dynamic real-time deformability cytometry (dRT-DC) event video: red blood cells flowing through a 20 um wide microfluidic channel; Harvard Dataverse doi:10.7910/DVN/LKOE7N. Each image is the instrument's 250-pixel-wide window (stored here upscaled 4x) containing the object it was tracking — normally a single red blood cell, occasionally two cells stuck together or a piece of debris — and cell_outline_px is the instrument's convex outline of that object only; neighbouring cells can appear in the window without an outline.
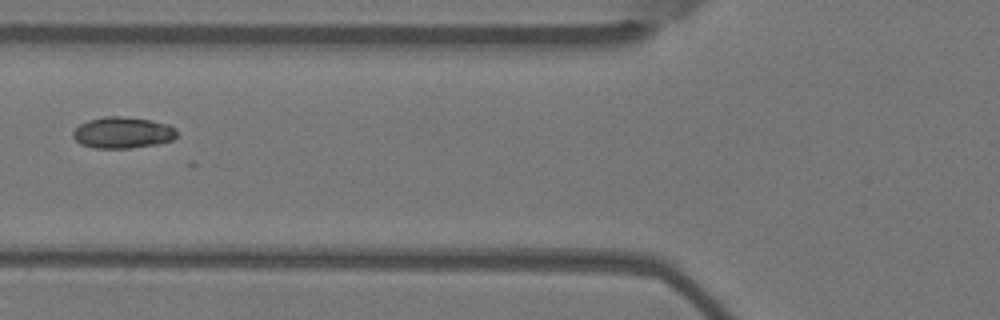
{"species": "Egyptian fruit bat (a non-hibernating species)", "species_latin": "Rousettus aegyptiacus", "temperature_condition": "warm", "stored_images_in_passage": 5, "camera_frame_rate_fps": 3000, "um_per_image_px": 0.085, "animal": {"sex": "female"}, "frame": {"image": 1, "passage_image": 2, "time_ms": 0.333, "image_size_px": [1000, 320], "cell_outline_px": [[176, 136], [172, 140], [160, 144], [128, 148], [96, 148], [80, 144], [72, 136], [72, 132], [80, 124], [88, 120], [104, 116], [120, 116], [152, 120], [168, 124], [176, 128]], "centroid_in_image_um": [10.43, 11.27], "position_along_channel_um": 115.4, "area_um2": 19.07}}
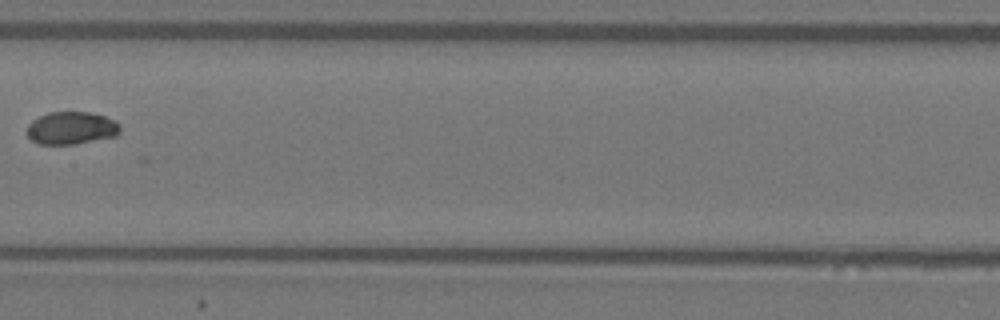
{"frame": {"image": 2, "passage_image": 4, "time_ms": 1.0, "image_size_px": [1000, 320], "cell_outline_px": [[120, 132], [116, 136], [72, 144], [36, 144], [24, 132], [28, 124], [32, 120], [48, 112], [88, 112], [104, 116], [116, 120], [120, 124]], "centroid_in_image_um": [6.04, 10.88], "position_along_channel_um": 201.4, "area_um2": 17.86}}
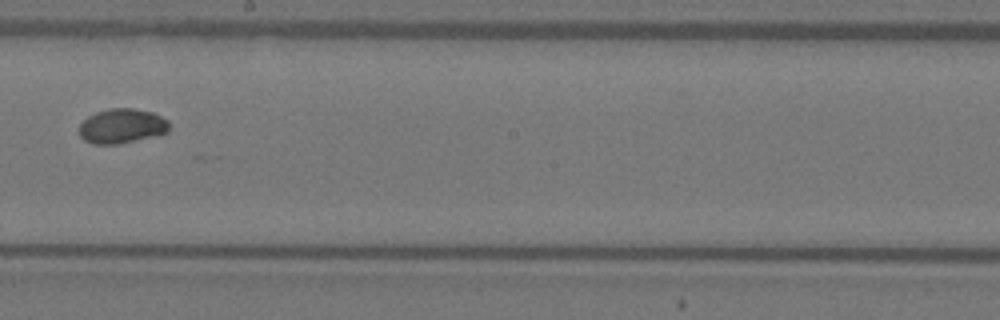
{"frame": {"image": 3, "passage_image": 5, "time_ms": 1.333, "image_size_px": [1000, 320], "cell_outline_px": [[168, 132], [160, 136], [116, 144], [92, 144], [84, 140], [80, 136], [80, 124], [88, 116], [96, 112], [108, 108], [132, 108], [152, 112], [168, 120]], "centroid_in_image_um": [10.37, 10.72], "position_along_channel_um": 237.8, "area_um2": 18.32}}